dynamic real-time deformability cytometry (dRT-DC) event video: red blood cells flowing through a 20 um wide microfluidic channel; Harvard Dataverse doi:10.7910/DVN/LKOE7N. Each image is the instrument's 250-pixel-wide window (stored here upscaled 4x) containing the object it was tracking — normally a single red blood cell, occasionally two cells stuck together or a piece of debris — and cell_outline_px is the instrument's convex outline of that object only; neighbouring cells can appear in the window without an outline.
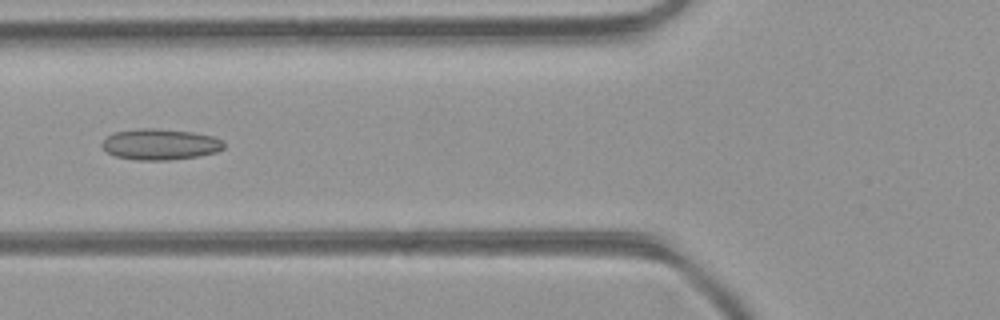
{"species": "common noctule bat (a hibernating species)", "species_latin": "Nyctalus noctula", "temperature_condition": "room temperature", "stored_images_in_passage": 6, "camera_frame_rate_fps": 3000, "um_per_image_px": 0.085, "animal": {"sex": "female", "body_mass_g": 21.9}, "frame": {"image": 1, "passage_image": 6, "time_ms": 1.667, "image_size_px": [1000, 320], "cell_outline_px": [[224, 148], [216, 152], [196, 156], [168, 160], [136, 160], [116, 156], [108, 152], [100, 144], [108, 136], [116, 132], [144, 128], [156, 128], [192, 132], [212, 136], [220, 140], [224, 144]], "centroid_in_image_um": [13.61, 12.27], "position_along_channel_um": 112.2, "area_um2": 21.68}}